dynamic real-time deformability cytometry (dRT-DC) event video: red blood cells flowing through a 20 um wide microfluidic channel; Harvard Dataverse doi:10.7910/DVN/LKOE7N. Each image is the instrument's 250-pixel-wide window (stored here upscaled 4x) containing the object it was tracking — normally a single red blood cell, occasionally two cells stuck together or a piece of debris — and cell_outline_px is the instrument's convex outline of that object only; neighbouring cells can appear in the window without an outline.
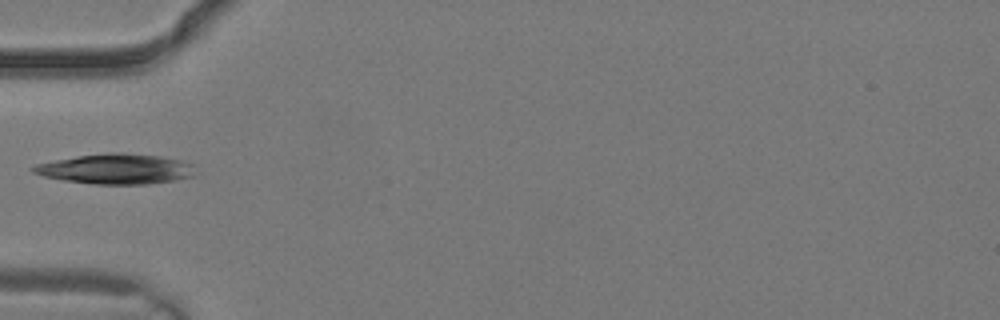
{"species": "common noctule bat (a hibernating species)", "species_latin": "Nyctalus noctula", "temperature_condition": "warm", "stored_images_in_passage": 2, "camera_frame_rate_fps": 3000, "um_per_image_px": 0.085, "animal": {"sex": "male", "body_mass_g": 19.2, "forearm_length_mm": 51.8}, "frame": {"image": 1, "passage_image": 2, "time_ms": 0.333, "image_size_px": [1000, 320], "cell_outline_px": [[196, 176], [148, 184], [92, 184], [64, 180], [44, 176], [32, 172], [28, 168], [36, 164], [76, 156], [108, 152], [120, 152], [160, 156], [180, 160], [192, 164]], "centroid_in_image_um": [9.83, 14.35], "position_along_channel_um": 75.2, "area_um2": 28.5}}